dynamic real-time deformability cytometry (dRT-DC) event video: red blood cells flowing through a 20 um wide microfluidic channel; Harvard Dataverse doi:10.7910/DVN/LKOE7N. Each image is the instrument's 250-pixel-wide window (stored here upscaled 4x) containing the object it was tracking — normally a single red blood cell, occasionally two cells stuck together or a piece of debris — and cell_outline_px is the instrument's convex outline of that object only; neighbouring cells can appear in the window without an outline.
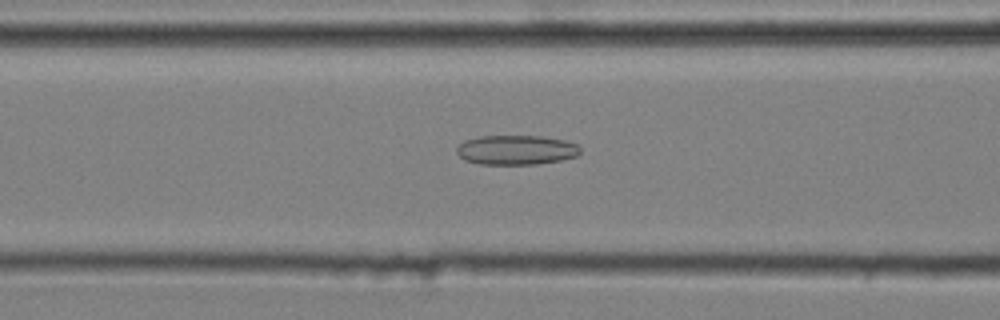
{"species": "common noctule bat (a hibernating species)", "species_latin": "Nyctalus noctula", "temperature_condition": "cold", "stored_images_in_passage": 34, "camera_frame_rate_fps": 3000, "um_per_image_px": 0.085, "animal": {"sex": "male", "body_mass_g": 20.4}, "frame": {"image": 1, "passage_image": 5, "time_ms": 1.333, "image_size_px": [1000, 320], "cell_outline_px": [[580, 152], [576, 156], [560, 160], [536, 164], [480, 164], [464, 160], [456, 152], [456, 148], [464, 140], [480, 136], [540, 136], [564, 140], [576, 144], [580, 148]], "centroid_in_image_um": [43.85, 12.74], "position_along_channel_um": 122.8, "area_um2": 21.21}}
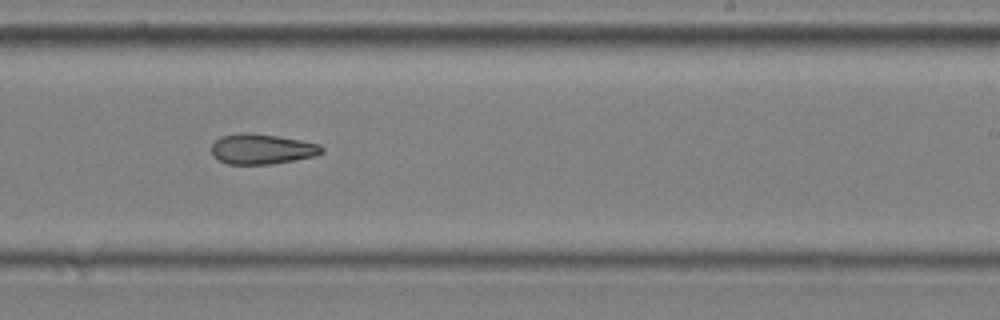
{"frame": {"image": 2, "passage_image": 17, "time_ms": 5.333, "image_size_px": [1000, 320], "cell_outline_px": [[324, 152], [316, 156], [296, 160], [272, 164], [228, 164], [212, 156], [212, 144], [220, 136], [244, 132], [248, 132], [276, 136], [300, 140], [320, 144], [324, 148]], "centroid_in_image_um": [22.28, 12.67], "position_along_channel_um": 266.7, "area_um2": 19.54}}
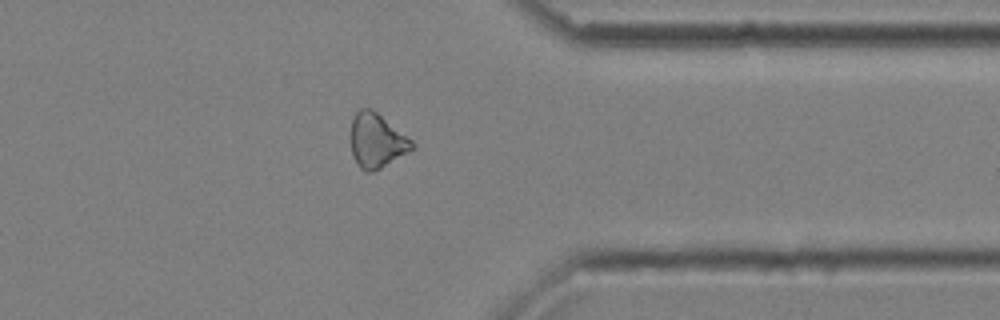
{"frame": {"image": 3, "passage_image": 27, "time_ms": 8.667, "image_size_px": [1000, 320], "cell_outline_px": [[416, 144], [408, 152], [380, 168], [372, 172], [364, 172], [360, 168], [352, 156], [348, 136], [352, 120], [356, 112], [360, 108], [372, 108], [412, 140]], "centroid_in_image_um": [31.95, 11.95], "position_along_channel_um": 379.4, "area_um2": 19.65}}